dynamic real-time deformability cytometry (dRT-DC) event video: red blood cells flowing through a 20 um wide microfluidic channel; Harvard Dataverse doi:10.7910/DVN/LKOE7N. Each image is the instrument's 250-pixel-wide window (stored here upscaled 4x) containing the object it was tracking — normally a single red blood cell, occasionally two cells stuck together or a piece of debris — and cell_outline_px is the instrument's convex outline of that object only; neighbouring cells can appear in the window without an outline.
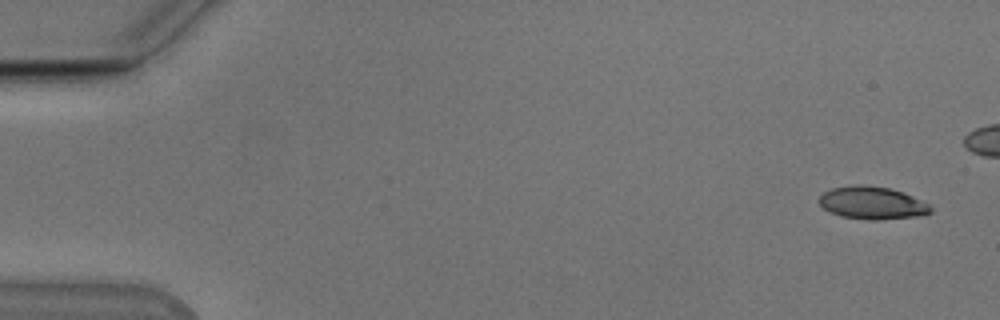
{"species": "Egyptian fruit bat (a non-hibernating species)", "species_latin": "Rousettus aegyptiacus", "temperature_condition": "cold", "stored_images_in_passage": 16, "camera_frame_rate_fps": 3000, "um_per_image_px": 0.085, "animal": {"sex": "male"}, "frame": {"image": 1, "passage_image": 1, "time_ms": 0.0, "image_size_px": [1000, 320], "cell_outline_px": [[932, 212], [924, 216], [876, 220], [868, 220], [840, 216], [828, 212], [816, 200], [824, 192], [832, 188], [856, 184], [860, 184], [888, 188], [912, 196], [928, 204], [932, 208]], "centroid_in_image_um": [74.11, 17.26], "position_along_channel_um": 10.9, "area_um2": 21.33}}